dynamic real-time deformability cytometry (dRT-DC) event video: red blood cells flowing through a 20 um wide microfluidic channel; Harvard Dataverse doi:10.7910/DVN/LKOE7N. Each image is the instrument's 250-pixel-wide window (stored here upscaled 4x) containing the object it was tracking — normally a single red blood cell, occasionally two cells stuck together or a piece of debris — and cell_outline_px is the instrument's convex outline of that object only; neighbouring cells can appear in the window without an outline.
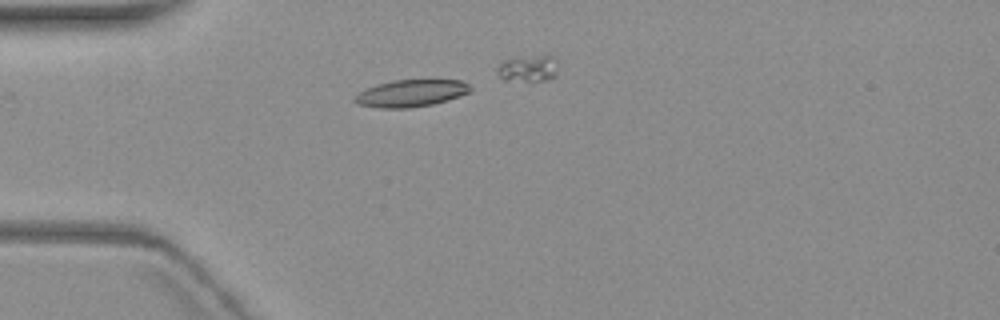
{"species": "common noctule bat (a hibernating species)", "species_latin": "Nyctalus noctula", "temperature_condition": "warm", "stored_images_in_passage": 5, "camera_frame_rate_fps": 3000, "um_per_image_px": 0.085, "animal": {"sex": "female", "body_mass_g": 19.3, "forearm_length_mm": 54.1}, "frame": {"image": 1, "passage_image": 3, "time_ms": 2.333, "image_size_px": [1000, 320], "cell_outline_px": [[472, 88], [468, 92], [460, 96], [448, 100], [432, 104], [408, 108], [380, 108], [360, 104], [352, 100], [352, 96], [376, 84], [392, 80], [460, 80], [468, 84]], "centroid_in_image_um": [34.91, 7.92], "position_along_channel_um": 50.1, "area_um2": 18.15}}